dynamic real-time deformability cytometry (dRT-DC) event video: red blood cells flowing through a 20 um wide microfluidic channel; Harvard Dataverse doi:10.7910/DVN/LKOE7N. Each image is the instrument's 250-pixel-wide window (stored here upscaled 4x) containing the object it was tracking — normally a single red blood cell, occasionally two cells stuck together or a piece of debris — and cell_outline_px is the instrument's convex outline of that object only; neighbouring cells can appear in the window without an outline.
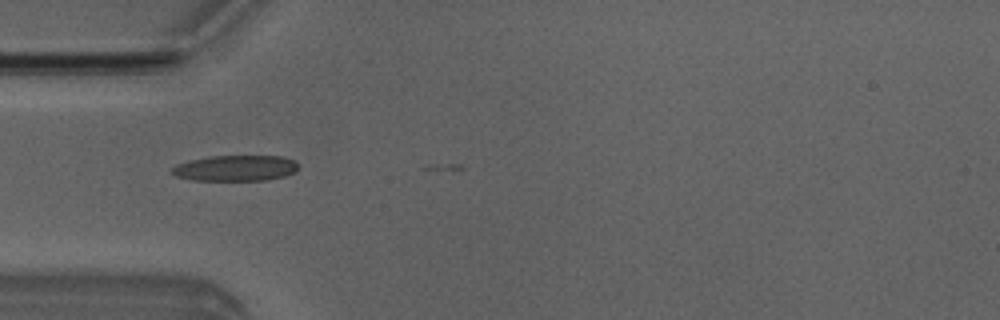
{"species": "Egyptian fruit bat (a non-hibernating species)", "species_latin": "Rousettus aegyptiacus", "temperature_condition": "room temperature", "stored_images_in_passage": 6, "camera_frame_rate_fps": 3000, "um_per_image_px": 0.085, "animal": {"sex": "male"}, "frame": {"image": 1, "passage_image": 3, "time_ms": 3.333, "image_size_px": [1000, 320], "cell_outline_px": [[300, 168], [296, 172], [284, 176], [268, 180], [192, 180], [176, 176], [172, 172], [172, 168], [176, 164], [188, 160], [208, 156], [284, 156], [292, 160]], "centroid_in_image_um": [20.02, 14.29], "position_along_channel_um": 65.0, "area_um2": 19.07}}
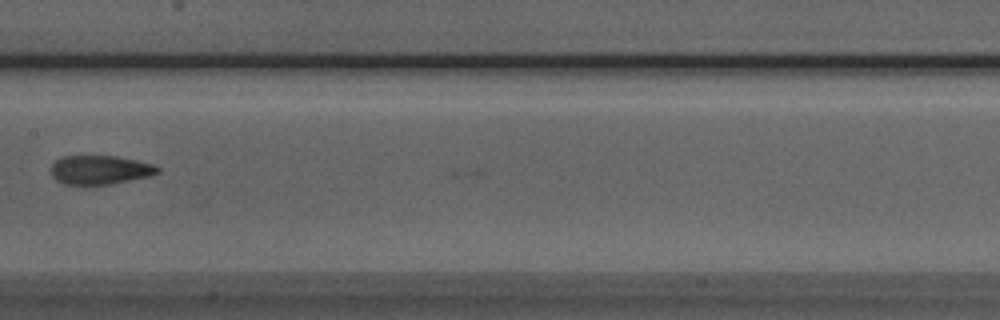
{"frame": {"image": 2, "passage_image": 6, "time_ms": 6.667, "image_size_px": [1000, 320], "cell_outline_px": [[160, 172], [152, 176], [112, 184], [64, 184], [56, 180], [52, 176], [52, 164], [56, 160], [64, 156], [116, 156], [156, 164], [160, 168]], "centroid_in_image_um": [8.56, 14.44], "position_along_channel_um": 198.8, "area_um2": 18.09}}